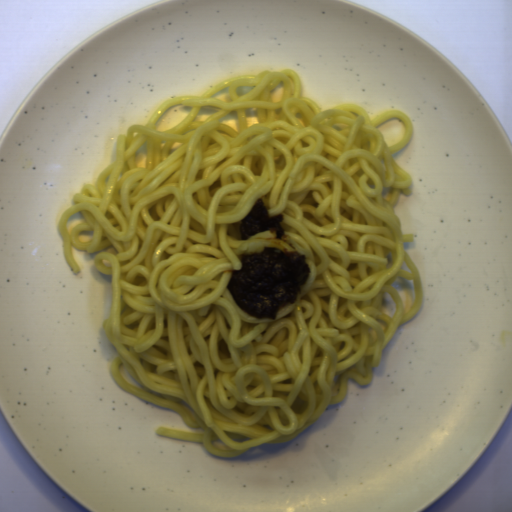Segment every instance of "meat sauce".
<instances>
[{
	"instance_id": "452cab56",
	"label": "meat sauce",
	"mask_w": 512,
	"mask_h": 512,
	"mask_svg": "<svg viewBox=\"0 0 512 512\" xmlns=\"http://www.w3.org/2000/svg\"><path fill=\"white\" fill-rule=\"evenodd\" d=\"M240 270H233L227 289L235 303L249 316L275 320L285 303H295L310 275L306 254L276 247L238 257Z\"/></svg>"
},
{
	"instance_id": "419fd0ea",
	"label": "meat sauce",
	"mask_w": 512,
	"mask_h": 512,
	"mask_svg": "<svg viewBox=\"0 0 512 512\" xmlns=\"http://www.w3.org/2000/svg\"><path fill=\"white\" fill-rule=\"evenodd\" d=\"M283 221L282 213L270 217L268 209L262 199L257 200L247 216L240 221L239 230L242 240L250 239L262 231H274L276 238L284 236V229L280 222Z\"/></svg>"
}]
</instances>
